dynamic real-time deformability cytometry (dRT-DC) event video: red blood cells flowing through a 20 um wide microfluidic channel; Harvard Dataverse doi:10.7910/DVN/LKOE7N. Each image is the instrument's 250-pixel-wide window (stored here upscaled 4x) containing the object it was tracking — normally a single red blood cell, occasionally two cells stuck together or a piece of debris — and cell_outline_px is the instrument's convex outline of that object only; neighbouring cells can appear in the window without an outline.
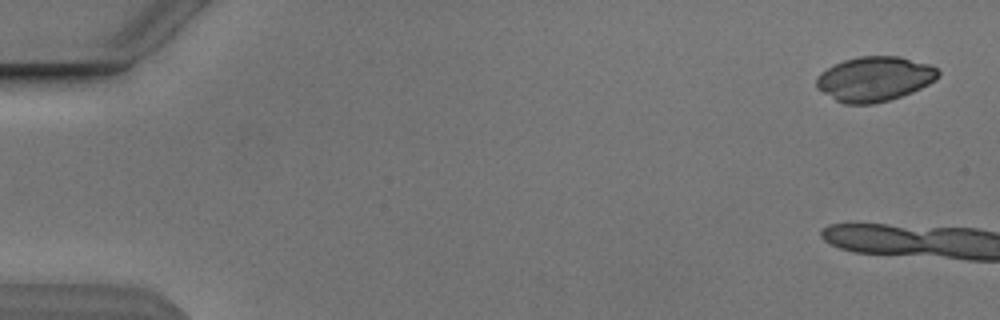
{"species": "Egyptian fruit bat (a non-hibernating species)", "species_latin": "Rousettus aegyptiacus", "temperature_condition": "cold", "stored_images_in_passage": 7, "camera_frame_rate_fps": 3000, "um_per_image_px": 0.085, "animal": {"sex": "male"}, "frame": {"image": 1, "passage_image": 1, "time_ms": 0.0, "image_size_px": [1000, 320], "cell_outline_px": [[940, 76], [936, 80], [912, 92], [888, 100], [872, 104], [844, 104], [836, 100], [816, 88], [816, 76], [820, 72], [844, 60], [860, 56], [900, 56], [932, 64], [940, 72]], "centroid_in_image_um": [74.35, 6.7], "position_along_channel_um": 10.6, "area_um2": 31.85}}
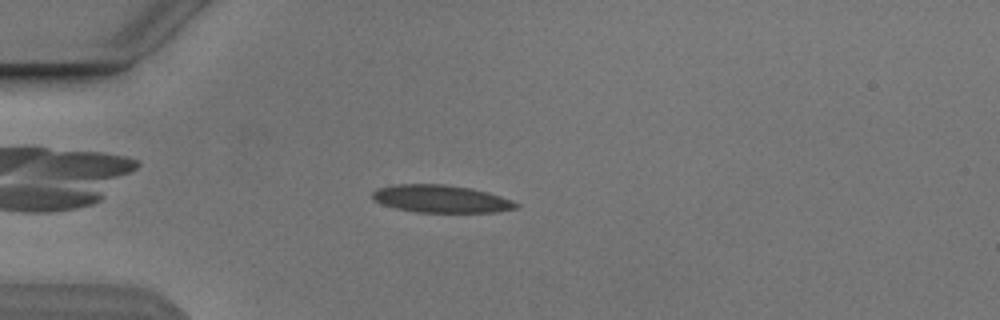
{"frame": {"image": 2, "passage_image": 5, "time_ms": 5.667, "image_size_px": [1000, 320], "cell_outline_px": [[520, 208], [496, 212], [416, 212], [396, 208], [372, 200], [372, 192], [376, 188], [396, 184], [444, 184], [472, 188], [488, 192], [512, 200], [520, 204]], "centroid_in_image_um": [37.51, 16.9], "position_along_channel_um": 47.5, "area_um2": 23.24}}